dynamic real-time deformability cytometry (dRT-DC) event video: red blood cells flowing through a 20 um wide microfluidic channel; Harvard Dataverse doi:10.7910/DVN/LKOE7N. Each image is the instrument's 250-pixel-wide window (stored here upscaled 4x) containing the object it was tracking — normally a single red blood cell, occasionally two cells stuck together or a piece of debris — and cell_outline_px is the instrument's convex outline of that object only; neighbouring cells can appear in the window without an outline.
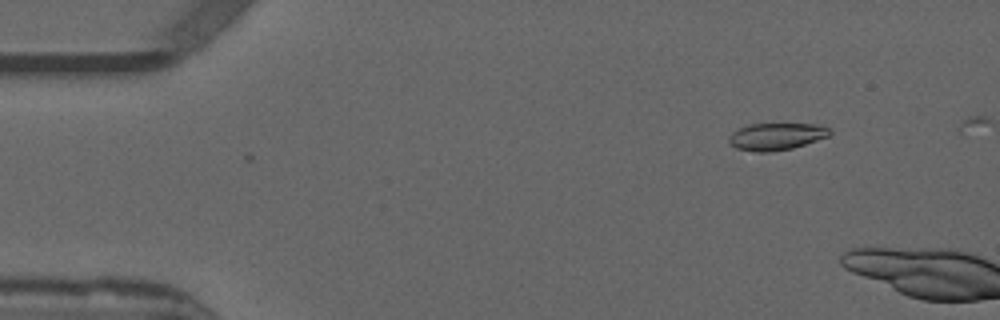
{"species": "common noctule bat (a hibernating species)", "species_latin": "Nyctalus noctula", "temperature_condition": "warm", "stored_images_in_passage": 3, "camera_frame_rate_fps": 3000, "um_per_image_px": 0.085, "animal": {"sex": "male", "forearm_length_mm": 52.5}, "frame": {"image": 1, "passage_image": 3, "time_ms": 0.667, "image_size_px": [1000, 320], "cell_outline_px": [[832, 132], [828, 136], [792, 148], [772, 152], [756, 152], [736, 148], [728, 140], [728, 136], [732, 132], [748, 124], [820, 124], [828, 128]], "centroid_in_image_um": [65.97, 11.6], "position_along_channel_um": 19.0, "area_um2": 15.84}}